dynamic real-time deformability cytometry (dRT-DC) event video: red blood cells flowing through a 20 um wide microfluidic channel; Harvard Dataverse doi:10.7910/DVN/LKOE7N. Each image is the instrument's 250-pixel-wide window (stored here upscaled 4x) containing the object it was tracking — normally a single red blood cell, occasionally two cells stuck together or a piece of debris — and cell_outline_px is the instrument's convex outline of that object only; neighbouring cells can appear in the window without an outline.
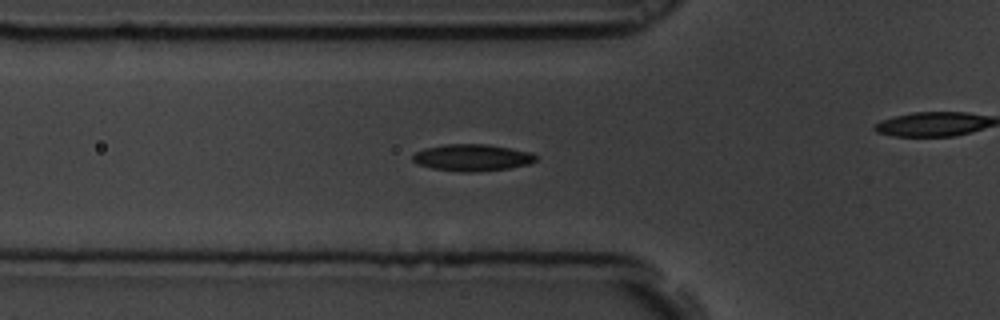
{"species": "common noctule bat (a hibernating species)", "species_latin": "Nyctalus noctula", "temperature_condition": "room temperature", "stored_images_in_passage": 53, "camera_frame_rate_fps": 3000, "um_per_image_px": 0.085, "animal": {"sex": "male", "body_mass_g": 19.5, "forearm_length_mm": 54.6}, "frame": {"image": 1, "passage_image": 14, "time_ms": 4.333, "image_size_px": [1000, 320], "cell_outline_px": [[536, 160], [528, 164], [508, 168], [472, 172], [460, 172], [432, 168], [416, 164], [412, 160], [412, 156], [416, 152], [424, 148], [444, 144], [488, 144], [532, 152], [536, 156]], "centroid_in_image_um": [40.1, 13.39], "position_along_channel_um": 85.7, "area_um2": 19.25}}
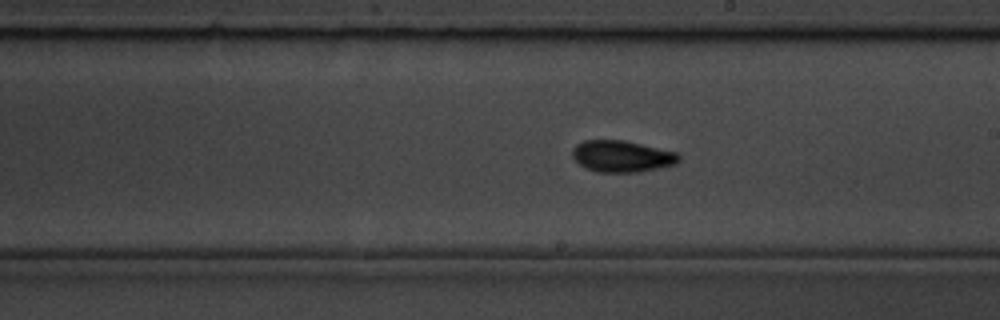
{"frame": {"image": 2, "passage_image": 27, "time_ms": 8.667, "image_size_px": [1000, 320], "cell_outline_px": [[680, 160], [676, 164], [636, 172], [596, 172], [584, 168], [572, 156], [572, 148], [576, 144], [584, 140], [624, 140], [676, 152], [680, 156]], "centroid_in_image_um": [52.83, 13.28], "position_along_channel_um": 236.2, "area_um2": 19.54}}
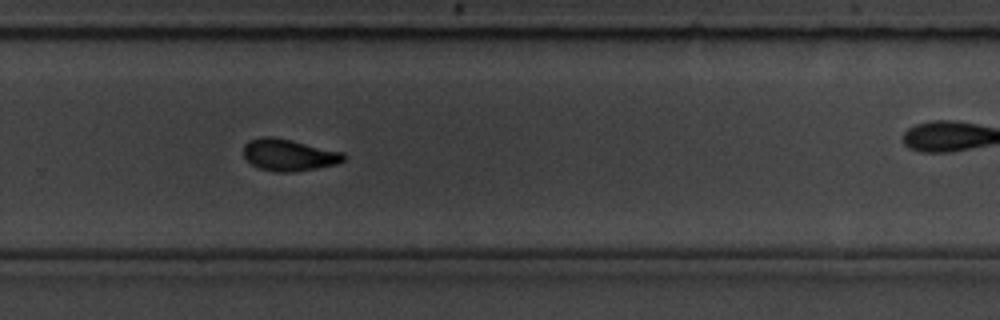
{"frame": {"image": 3, "passage_image": 33, "time_ms": 10.667, "image_size_px": [1000, 320], "cell_outline_px": [[348, 156], [344, 160], [336, 164], [316, 168], [292, 172], [276, 172], [260, 168], [252, 164], [244, 156], [244, 144], [248, 140], [260, 136], [272, 136], [292, 140], [344, 152]], "centroid_in_image_um": [24.56, 13.15], "position_along_channel_um": 305.2, "area_um2": 18.67}, "authors_computed_cell_mechanics": {"area_um2": 18.6116, "velocity_mm_per_s": 3.4693, "shape_relaxation_time_tau1_ms": 3.7523, "shape_relaxation_time_tau2_ms": 2.347, "deformation_change_tau1": 0.1398, "deformation_change_tau2": 0.0814}}